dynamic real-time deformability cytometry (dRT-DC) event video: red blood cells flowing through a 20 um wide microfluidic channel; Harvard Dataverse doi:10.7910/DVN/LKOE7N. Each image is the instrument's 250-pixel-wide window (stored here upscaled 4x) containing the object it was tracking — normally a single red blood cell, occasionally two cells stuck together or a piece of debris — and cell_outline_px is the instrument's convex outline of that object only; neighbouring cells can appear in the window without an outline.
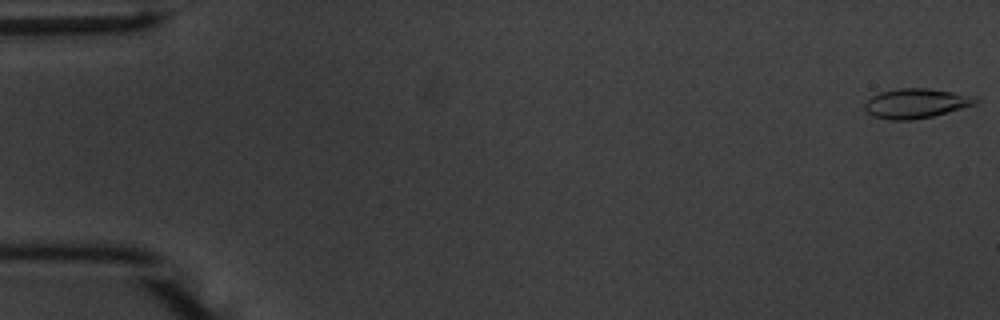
{"species": "common noctule bat (a hibernating species)", "species_latin": "Nyctalus noctula", "temperature_condition": "warm", "stored_images_in_passage": 6, "camera_frame_rate_fps": 3000, "um_per_image_px": 0.085, "animal": {"sex": "male", "body_mass_g": 20.1, "forearm_length_mm": 53.5}, "frame": {"image": 1, "passage_image": 1, "time_ms": 0.0, "image_size_px": [1000, 320], "cell_outline_px": [[980, 100], [976, 104], [932, 116], [912, 120], [888, 120], [872, 116], [864, 108], [864, 104], [872, 96], [880, 92], [900, 88], [924, 88], [952, 92]], "centroid_in_image_um": [77.78, 8.8], "position_along_channel_um": 7.2, "area_um2": 18.79}}